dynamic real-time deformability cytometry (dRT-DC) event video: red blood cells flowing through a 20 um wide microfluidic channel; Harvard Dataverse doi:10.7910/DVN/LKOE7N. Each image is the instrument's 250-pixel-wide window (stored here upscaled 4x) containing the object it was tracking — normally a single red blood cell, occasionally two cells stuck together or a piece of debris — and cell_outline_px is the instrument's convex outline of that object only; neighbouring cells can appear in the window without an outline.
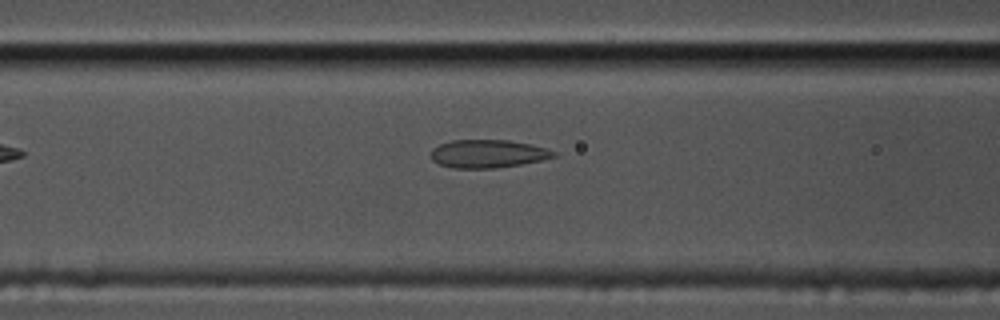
{"species": "common noctule bat (a hibernating species)", "species_latin": "Nyctalus noctula", "temperature_condition": "cold", "stored_images_in_passage": 30, "camera_frame_rate_fps": 3000, "um_per_image_px": 0.085, "animal": {"sex": "male", "body_mass_g": 17.5, "forearm_length_mm": 52.3}, "frame": {"image": 1, "passage_image": 6, "time_ms": 1.667, "image_size_px": [1000, 320], "cell_outline_px": [[556, 156], [540, 160], [520, 164], [496, 168], [452, 168], [440, 164], [432, 160], [432, 148], [440, 144], [452, 140], [508, 140], [532, 144], [556, 152]], "centroid_in_image_um": [41.45, 13.06], "position_along_channel_um": 125.1, "area_um2": 19.94}}
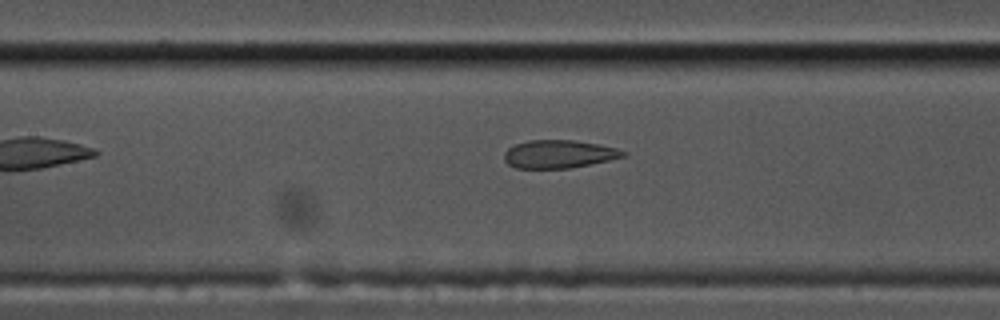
{"frame": {"image": 2, "passage_image": 9, "time_ms": 2.667, "image_size_px": [1000, 320], "cell_outline_px": [[628, 156], [568, 168], [516, 168], [508, 164], [504, 160], [504, 152], [508, 148], [516, 144], [528, 140], [572, 140], [600, 144], [616, 148], [628, 152]], "centroid_in_image_um": [47.51, 13.09], "position_along_channel_um": 159.9, "area_um2": 19.42}}
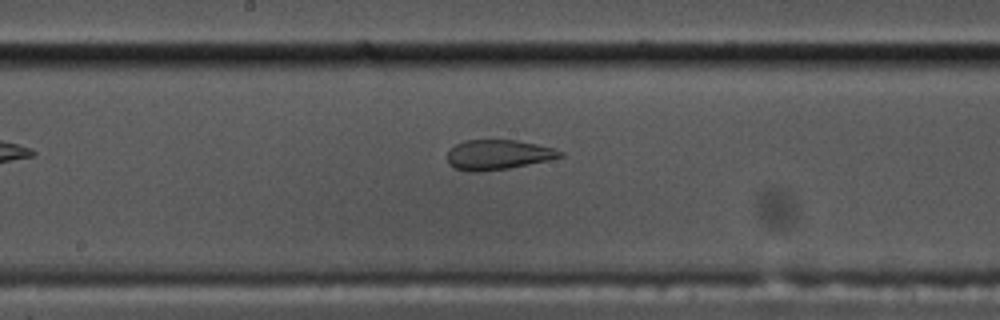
{"frame": {"image": 3, "passage_image": 13, "time_ms": 4.0, "image_size_px": [1000, 320], "cell_outline_px": [[564, 156], [548, 160], [508, 168], [480, 172], [468, 172], [456, 168], [448, 164], [448, 148], [464, 140], [516, 140], [536, 144], [552, 148], [564, 152]], "centroid_in_image_um": [42.3, 13.15], "position_along_channel_um": 205.9, "area_um2": 19.65}}